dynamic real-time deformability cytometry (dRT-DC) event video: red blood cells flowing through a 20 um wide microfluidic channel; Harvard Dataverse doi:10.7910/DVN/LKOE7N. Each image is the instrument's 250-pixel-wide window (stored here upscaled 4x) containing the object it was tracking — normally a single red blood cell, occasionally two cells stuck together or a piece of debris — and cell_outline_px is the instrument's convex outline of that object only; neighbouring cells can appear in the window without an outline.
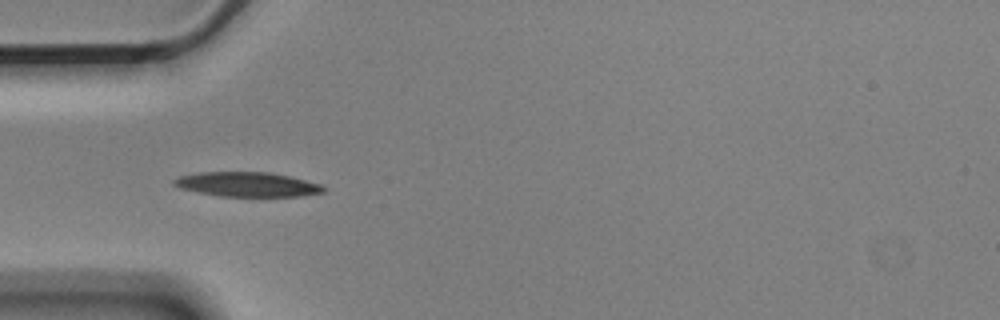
{"species": "Egyptian fruit bat (a non-hibernating species)", "species_latin": "Rousettus aegyptiacus", "temperature_condition": "cold", "stored_images_in_passage": 7, "camera_frame_rate_fps": 3000, "um_per_image_px": 0.085, "animal": {"sex": "male"}, "frame": {"image": 1, "passage_image": 6, "time_ms": 1.667, "image_size_px": [1000, 320], "cell_outline_px": [[324, 192], [300, 196], [220, 196], [180, 188], [172, 184], [172, 180], [180, 176], [200, 172], [268, 172], [288, 176], [320, 184], [324, 188]], "centroid_in_image_um": [20.98, 15.67], "position_along_channel_um": 64.0, "area_um2": 21.1}}
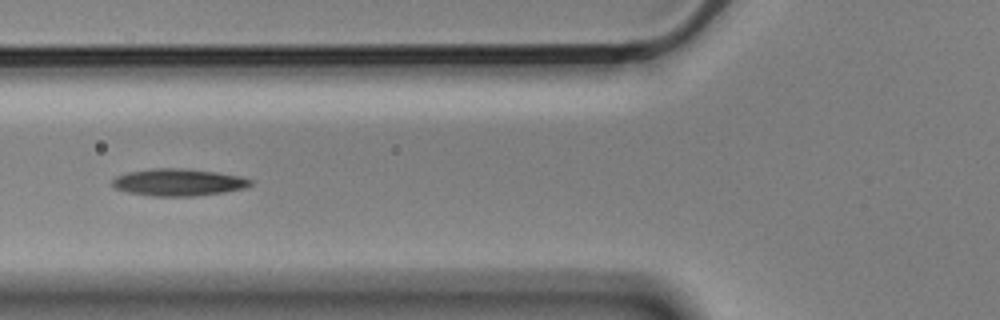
{"frame": {"image": 2, "passage_image": 7, "time_ms": 2.0, "image_size_px": [1000, 320], "cell_outline_px": [[252, 184], [244, 188], [224, 192], [196, 196], [152, 196], [128, 192], [116, 188], [112, 184], [112, 180], [116, 176], [128, 172], [152, 168], [188, 168], [216, 172], [240, 176], [252, 180]], "centroid_in_image_um": [15.17, 15.49], "position_along_channel_um": 110.6, "area_um2": 21.85}}